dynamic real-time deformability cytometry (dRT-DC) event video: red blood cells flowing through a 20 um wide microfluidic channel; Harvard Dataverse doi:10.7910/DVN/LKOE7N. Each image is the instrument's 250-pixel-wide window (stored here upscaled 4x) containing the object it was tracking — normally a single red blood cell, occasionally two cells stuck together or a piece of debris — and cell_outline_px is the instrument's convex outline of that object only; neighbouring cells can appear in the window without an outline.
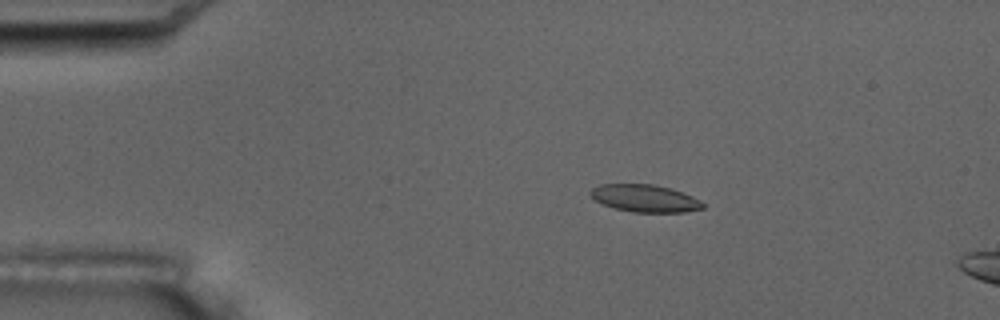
{"species": "common noctule bat (a hibernating species)", "species_latin": "Nyctalus noctula", "temperature_condition": "room temperature", "stored_images_in_passage": 4, "camera_frame_rate_fps": 3000, "um_per_image_px": 0.085, "animal": {"sex": "male", "body_mass_g": 17.5, "forearm_length_mm": 52.3}, "frame": {"image": 1, "passage_image": 2, "time_ms": 1.0, "image_size_px": [1000, 320], "cell_outline_px": [[704, 208], [684, 212], [632, 212], [616, 208], [604, 204], [596, 200], [588, 192], [592, 188], [600, 184], [652, 184], [668, 188], [692, 196], [700, 200], [704, 204]], "centroid_in_image_um": [54.81, 16.85], "position_along_channel_um": 30.2, "area_um2": 17.69}}